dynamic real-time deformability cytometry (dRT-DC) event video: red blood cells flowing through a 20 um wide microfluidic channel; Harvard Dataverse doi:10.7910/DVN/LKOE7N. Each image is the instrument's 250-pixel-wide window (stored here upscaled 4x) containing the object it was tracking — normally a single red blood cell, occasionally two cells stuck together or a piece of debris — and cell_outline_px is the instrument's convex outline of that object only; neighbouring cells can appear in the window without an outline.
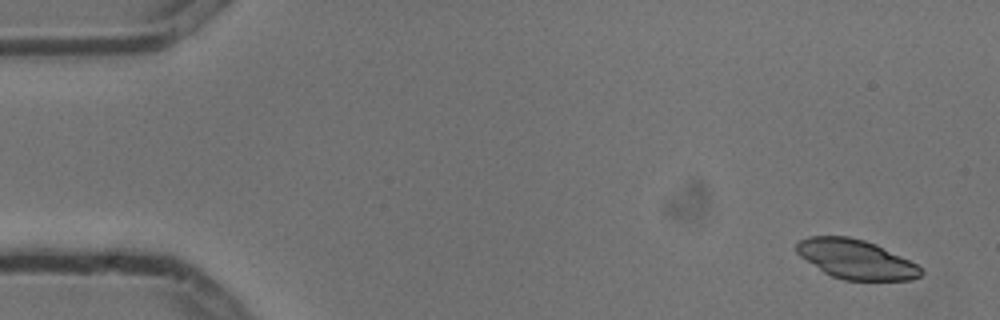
{"species": "common noctule bat (a hibernating species)", "species_latin": "Nyctalus noctula", "temperature_condition": "cold", "stored_images_in_passage": 6, "camera_frame_rate_fps": 3000, "um_per_image_px": 0.085, "animal": {"sex": "male", "body_mass_g": 13.3}, "frame": {"image": 1, "passage_image": 1, "time_ms": 0.0, "image_size_px": [1000, 320], "cell_outline_px": [[924, 272], [920, 276], [912, 280], [844, 280], [832, 276], [824, 272], [800, 256], [796, 252], [796, 244], [800, 240], [808, 236], [848, 236], [864, 240], [876, 244], [916, 264]], "centroid_in_image_um": [72.73, 22.03], "position_along_channel_um": 12.3, "area_um2": 28.26}}